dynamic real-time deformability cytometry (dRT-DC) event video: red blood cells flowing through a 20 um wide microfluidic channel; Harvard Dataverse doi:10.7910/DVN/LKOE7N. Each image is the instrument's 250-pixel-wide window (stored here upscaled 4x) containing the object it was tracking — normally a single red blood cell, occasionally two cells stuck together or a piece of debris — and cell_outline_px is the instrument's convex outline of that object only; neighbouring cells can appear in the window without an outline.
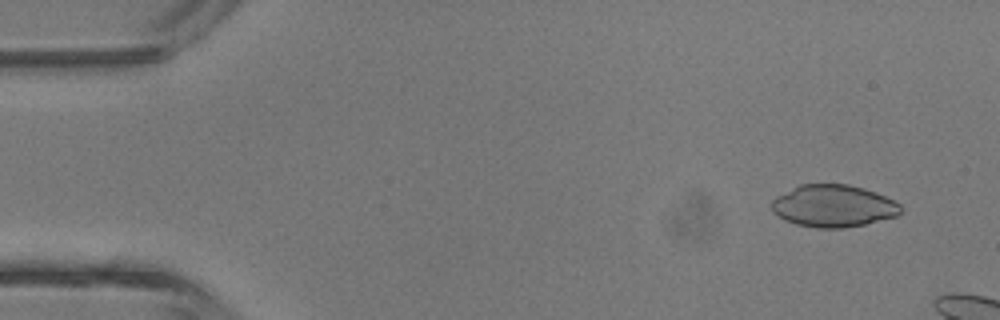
{"species": "common noctule bat (a hibernating species)", "species_latin": "Nyctalus noctula", "temperature_condition": "room temperature", "stored_images_in_passage": 3, "camera_frame_rate_fps": 3000, "um_per_image_px": 0.085, "animal": {"sex": "male", "body_mass_g": 13.3}, "frame": {"image": 1, "passage_image": 1, "time_ms": 0.0, "image_size_px": [1000, 320], "cell_outline_px": [[900, 212], [896, 216], [864, 224], [844, 228], [816, 228], [796, 224], [784, 220], [776, 216], [772, 212], [772, 200], [776, 196], [800, 184], [848, 184], [864, 188], [876, 192], [900, 204]], "centroid_in_image_um": [70.79, 17.51], "position_along_channel_um": 14.2, "area_um2": 31.73}}